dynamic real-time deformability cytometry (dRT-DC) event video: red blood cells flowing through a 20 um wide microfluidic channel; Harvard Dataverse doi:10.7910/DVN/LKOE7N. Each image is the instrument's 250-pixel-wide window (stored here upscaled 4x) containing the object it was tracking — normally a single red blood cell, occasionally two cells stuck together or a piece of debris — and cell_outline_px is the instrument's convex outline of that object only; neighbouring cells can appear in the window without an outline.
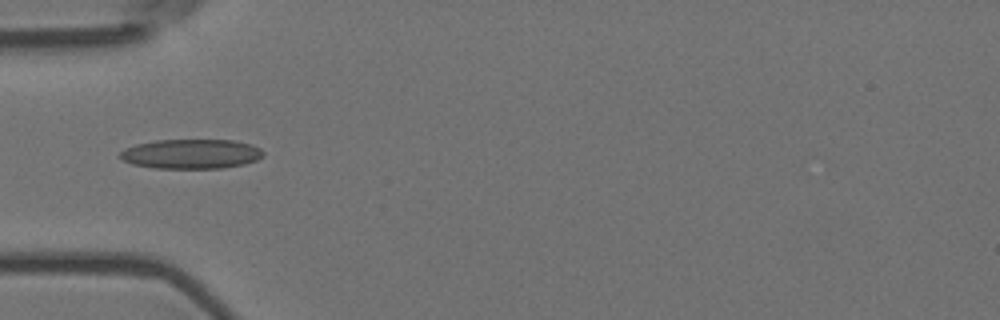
{"species": "Egyptian fruit bat (a non-hibernating species)", "species_latin": "Rousettus aegyptiacus", "temperature_condition": "room temperature", "stored_images_in_passage": 3, "camera_frame_rate_fps": 3000, "um_per_image_px": 0.085, "animal": {"sex": "female"}, "frame": {"image": 1, "passage_image": 1, "time_ms": 0.0, "image_size_px": [1000, 320], "cell_outline_px": [[264, 156], [256, 160], [244, 164], [224, 168], [152, 168], [132, 164], [116, 156], [124, 148], [136, 144], [156, 140], [232, 140], [252, 144], [260, 148], [264, 152]], "centroid_in_image_um": [16.24, 13.08], "position_along_channel_um": 68.8, "area_um2": 24.91}}
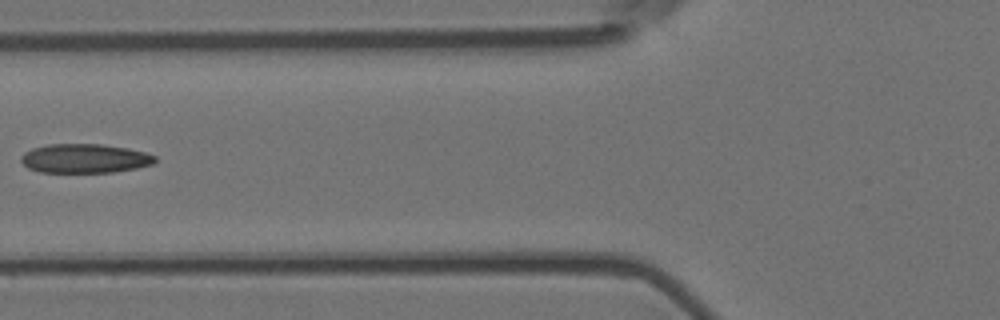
{"frame": {"image": 2, "passage_image": 2, "time_ms": 0.333, "image_size_px": [1000, 320], "cell_outline_px": [[156, 160], [152, 164], [136, 168], [112, 172], [40, 172], [28, 168], [20, 160], [20, 156], [24, 152], [32, 148], [48, 144], [100, 144], [128, 148], [144, 152], [156, 156]], "centroid_in_image_um": [7.18, 13.46], "position_along_channel_um": 118.6, "area_um2": 22.72}}
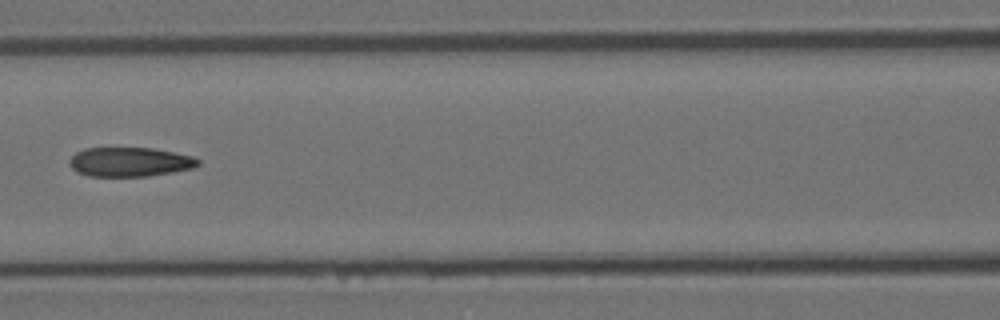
{"frame": {"image": 3, "passage_image": 3, "time_ms": 0.667, "image_size_px": [1000, 320], "cell_outline_px": [[200, 164], [196, 168], [148, 176], [88, 176], [76, 172], [72, 168], [68, 160], [76, 152], [84, 148], [152, 148], [192, 156], [200, 160]], "centroid_in_image_um": [11.03, 13.77], "position_along_channel_um": 155.6, "area_um2": 22.02}}